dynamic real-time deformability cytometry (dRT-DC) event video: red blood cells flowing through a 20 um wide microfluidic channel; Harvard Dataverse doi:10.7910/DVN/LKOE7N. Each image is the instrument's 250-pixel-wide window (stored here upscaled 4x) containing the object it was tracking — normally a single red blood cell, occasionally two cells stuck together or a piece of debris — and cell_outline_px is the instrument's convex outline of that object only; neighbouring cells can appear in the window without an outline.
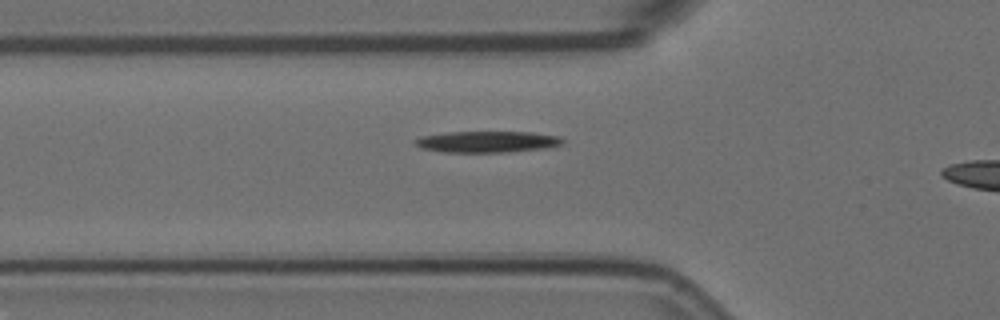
{"species": "Egyptian fruit bat (a non-hibernating species)", "species_latin": "Rousettus aegyptiacus", "temperature_condition": "room temperature", "stored_images_in_passage": 5, "camera_frame_rate_fps": 3000, "um_per_image_px": 0.085, "animal": {"sex": "female"}, "frame": {"image": 1, "passage_image": 3, "time_ms": 0.667, "image_size_px": [1000, 320], "cell_outline_px": [[564, 144], [548, 148], [508, 152], [444, 152], [420, 148], [412, 144], [420, 136], [448, 132], [532, 132], [560, 136], [564, 140]], "centroid_in_image_um": [41.44, 12.05], "position_along_channel_um": 84.4, "area_um2": 18.55}}
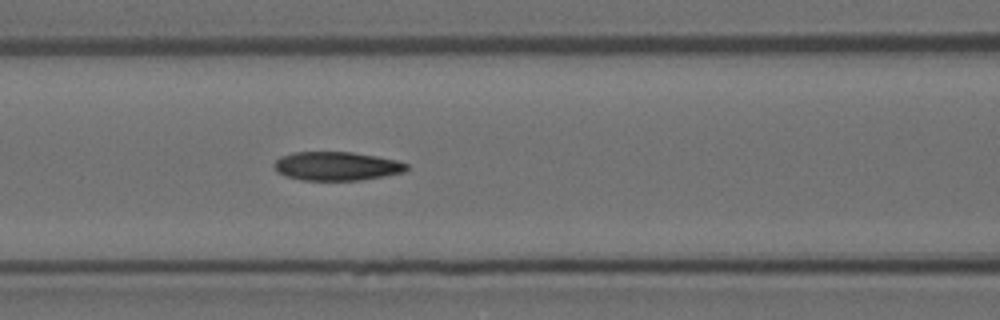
{"frame": {"image": 2, "passage_image": 5, "time_ms": 1.333, "image_size_px": [1000, 320], "cell_outline_px": [[408, 168], [404, 172], [384, 176], [360, 180], [304, 180], [284, 176], [276, 172], [272, 164], [280, 156], [292, 152], [352, 152], [376, 156], [396, 160], [408, 164]], "centroid_in_image_um": [28.57, 14.12], "position_along_channel_um": 138.0, "area_um2": 22.31}}